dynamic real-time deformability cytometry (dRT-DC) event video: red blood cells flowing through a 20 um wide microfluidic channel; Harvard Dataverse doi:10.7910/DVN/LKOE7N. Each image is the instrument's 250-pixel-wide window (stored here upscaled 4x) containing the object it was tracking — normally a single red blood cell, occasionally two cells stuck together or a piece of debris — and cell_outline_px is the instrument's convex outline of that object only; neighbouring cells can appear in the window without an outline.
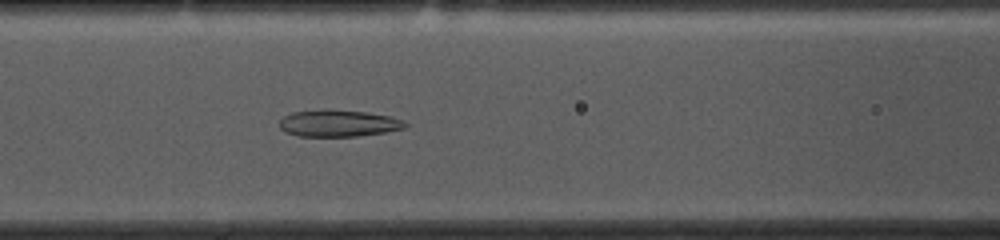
{"species": "common noctule bat (a hibernating species)", "species_latin": "Nyctalus noctula", "temperature_condition": "cold", "stored_images_in_passage": 53, "camera_frame_rate_fps": 3000, "um_per_image_px": 0.085, "animal": {"sex": "female", "body_mass_g": 10.0, "forearm_length_mm": 53.1}, "frame": {"image": 1, "passage_image": 21, "time_ms": 6.667, "image_size_px": [1000, 240], "cell_outline_px": [[408, 124], [404, 128], [388, 132], [360, 136], [300, 136], [284, 132], [280, 128], [280, 120], [284, 116], [292, 112], [324, 108], [332, 108], [364, 112], [388, 116], [404, 120]], "centroid_in_image_um": [28.76, 10.47], "position_along_channel_um": 137.8, "area_um2": 19.94}}
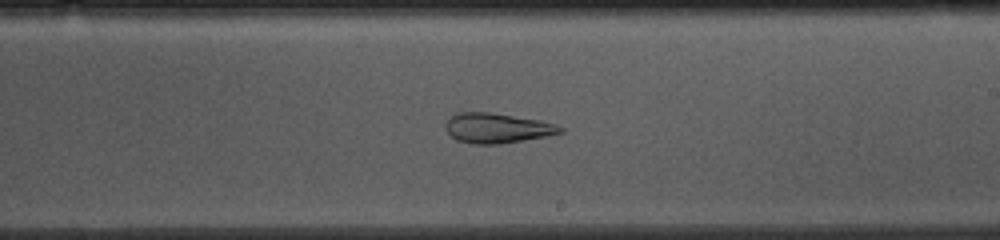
{"frame": {"image": 2, "passage_image": 30, "time_ms": 9.667, "image_size_px": [1000, 240], "cell_outline_px": [[564, 132], [548, 136], [524, 140], [496, 144], [472, 144], [456, 140], [444, 128], [444, 124], [456, 112], [492, 112], [540, 120], [556, 124], [564, 128]], "centroid_in_image_um": [42.26, 10.88], "position_along_channel_um": 246.7, "area_um2": 20.17}}
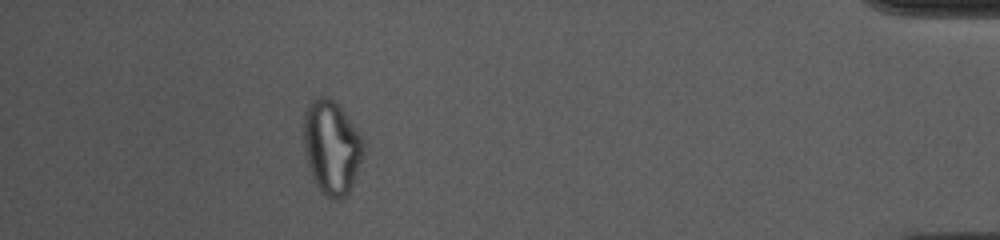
{"frame": {"image": 3, "passage_image": 48, "time_ms": 15.667, "image_size_px": [1000, 240], "cell_outline_px": [[364, 148], [352, 188], [344, 196], [332, 200], [320, 192], [312, 176], [308, 164], [304, 148], [304, 112], [312, 100], [320, 96], [328, 96], [336, 100], [360, 132], [364, 140]], "centroid_in_image_um": [28.2, 12.48], "position_along_channel_um": 407.0, "area_um2": 32.83}, "authors_computed_cell_mechanics": {"area_um2": 25.5476, "velocity_mm_per_s": 3.6353, "shape_relaxation_time_tau1_ms": null, "shape_relaxation_time_tau2_ms": 2.5859, "deformation_change_tau1": null, "deformation_change_tau2": 0.1133}}